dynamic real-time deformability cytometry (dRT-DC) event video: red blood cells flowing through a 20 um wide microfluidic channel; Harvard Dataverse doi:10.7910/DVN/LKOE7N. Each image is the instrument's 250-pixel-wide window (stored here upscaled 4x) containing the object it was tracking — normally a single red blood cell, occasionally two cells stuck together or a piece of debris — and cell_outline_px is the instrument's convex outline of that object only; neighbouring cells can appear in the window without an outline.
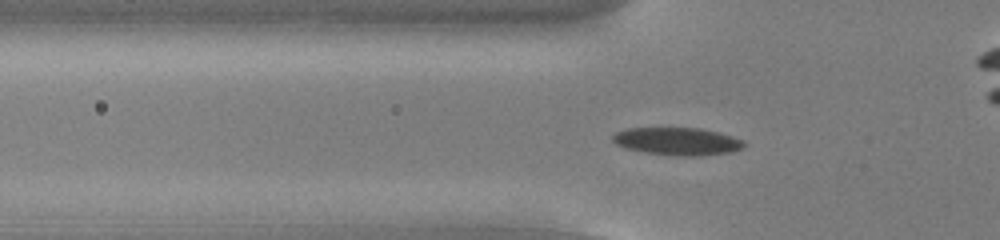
{"species": "common noctule bat (a hibernating species)", "species_latin": "Nyctalus noctula", "temperature_condition": "cold", "stored_images_in_passage": 43, "camera_frame_rate_fps": 3000, "um_per_image_px": 0.085, "animal": {"sex": "male", "body_mass_g": 13.0, "forearm_length_mm": 53.1}, "frame": {"image": 1, "passage_image": 9, "time_ms": 2.667, "image_size_px": [1000, 240], "cell_outline_px": [[744, 144], [740, 148], [728, 152], [700, 156], [672, 156], [644, 152], [624, 148], [616, 144], [612, 140], [612, 136], [616, 132], [628, 128], [700, 128], [720, 132], [732, 136], [740, 140]], "centroid_in_image_um": [57.51, 12.01], "position_along_channel_um": 68.3, "area_um2": 21.1}}
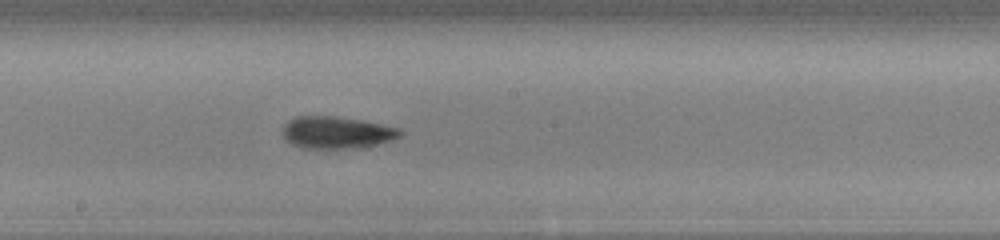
{"frame": {"image": 2, "passage_image": 21, "time_ms": 6.667, "image_size_px": [1000, 240], "cell_outline_px": [[404, 132], [400, 136], [392, 140], [376, 144], [344, 148], [304, 148], [292, 144], [284, 136], [284, 124], [288, 120], [296, 116], [336, 116], [360, 120], [400, 128]], "centroid_in_image_um": [28.62, 11.24], "position_along_channel_um": 219.6, "area_um2": 21.62}}
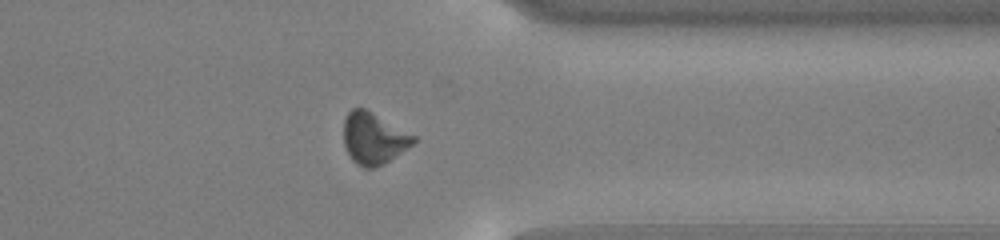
{"frame": {"image": 3, "passage_image": 34, "time_ms": 11.0, "image_size_px": [1000, 240], "cell_outline_px": [[416, 140], [412, 144], [384, 164], [372, 168], [364, 168], [356, 164], [352, 160], [344, 144], [344, 120], [348, 112], [352, 108], [364, 108], [372, 112], [416, 136]], "centroid_in_image_um": [31.74, 11.76], "position_along_channel_um": 379.7, "area_um2": 20.75}}